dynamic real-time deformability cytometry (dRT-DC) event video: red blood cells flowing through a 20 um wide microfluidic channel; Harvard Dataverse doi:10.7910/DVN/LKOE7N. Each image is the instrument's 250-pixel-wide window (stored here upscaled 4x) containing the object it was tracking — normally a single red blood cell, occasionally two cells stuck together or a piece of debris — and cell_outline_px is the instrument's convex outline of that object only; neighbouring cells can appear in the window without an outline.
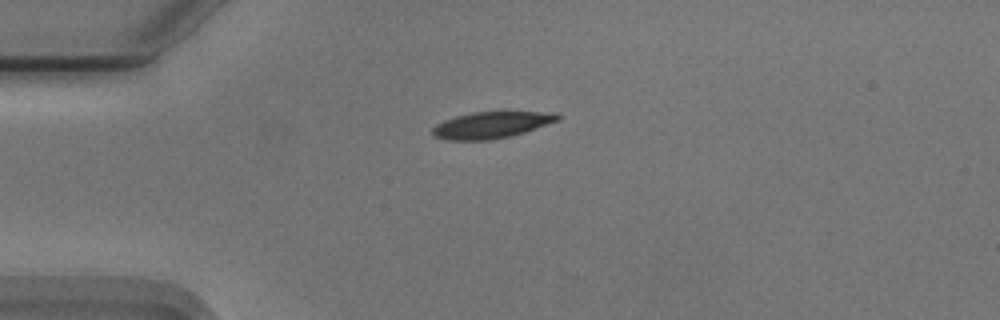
{"species": "Egyptian fruit bat (a non-hibernating species)", "species_latin": "Rousettus aegyptiacus", "temperature_condition": "cold", "stored_images_in_passage": 36, "camera_frame_rate_fps": 3000, "um_per_image_px": 0.085, "animal": {"sex": "male"}, "frame": {"image": 1, "passage_image": 1, "time_ms": 0.0, "image_size_px": [1000, 320], "cell_outline_px": [[560, 120], [524, 132], [508, 136], [488, 140], [448, 140], [432, 136], [432, 128], [436, 124], [444, 120], [456, 116], [472, 112], [556, 112], [560, 116]], "centroid_in_image_um": [41.75, 10.62], "position_along_channel_um": 43.3, "area_um2": 19.25}}
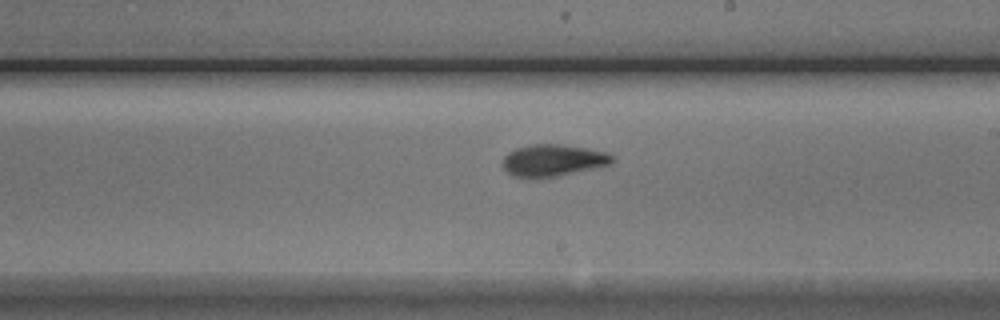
{"frame": {"image": 2, "passage_image": 19, "time_ms": 6.0, "image_size_px": [1000, 320], "cell_outline_px": [[616, 160], [608, 164], [556, 176], [512, 176], [500, 164], [504, 156], [508, 152], [516, 148], [532, 144], [560, 144], [588, 148], [608, 152], [616, 156]], "centroid_in_image_um": [47.01, 13.59], "position_along_channel_um": 242.0, "area_um2": 20.06}}
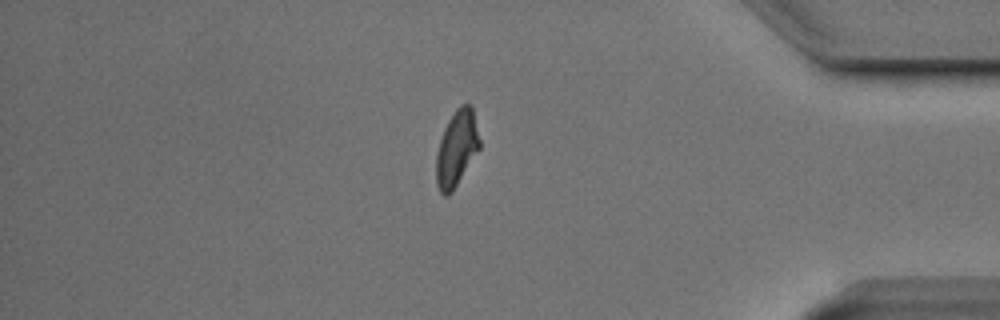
{"frame": {"image": 3, "passage_image": 34, "time_ms": 11.0, "image_size_px": [1000, 320], "cell_outline_px": [[480, 148], [452, 192], [444, 196], [440, 192], [436, 184], [436, 156], [440, 140], [444, 128], [448, 120], [456, 108], [460, 104], [472, 104], [480, 140]], "centroid_in_image_um": [38.82, 12.59], "position_along_channel_um": 396.4, "area_um2": 19.19}}